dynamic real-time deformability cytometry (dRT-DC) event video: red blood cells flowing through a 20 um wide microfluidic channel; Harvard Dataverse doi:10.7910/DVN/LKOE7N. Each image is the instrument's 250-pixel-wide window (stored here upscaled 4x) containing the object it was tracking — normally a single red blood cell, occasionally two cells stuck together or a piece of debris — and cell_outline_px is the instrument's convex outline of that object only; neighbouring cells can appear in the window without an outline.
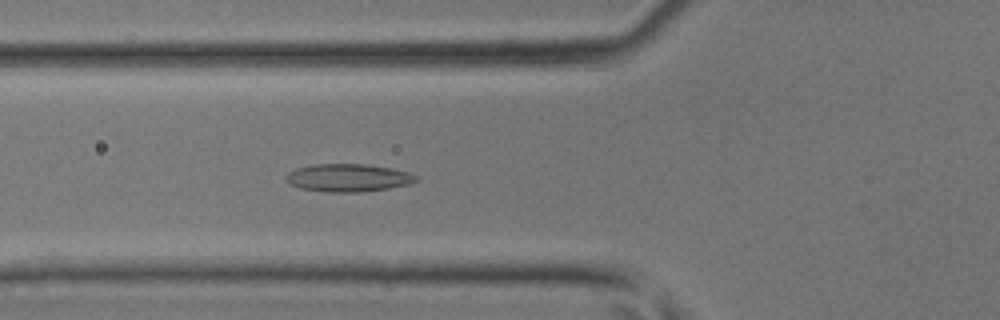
{"species": "common noctule bat (a hibernating species)", "species_latin": "Nyctalus noctula", "temperature_condition": "room temperature", "stored_images_in_passage": 48, "segment_of_instrument_passage": [1, 2], "camera_frame_rate_fps": 3000, "um_per_image_px": 0.085, "animal": {"sex": "male", "body_mass_g": 17.9, "forearm_length_mm": 54.2}, "frame": {"image": 1, "passage_image": 18, "time_ms": 5.667, "image_size_px": [1000, 320], "cell_outline_px": [[416, 180], [408, 184], [388, 188], [360, 192], [328, 192], [300, 188], [292, 184], [284, 176], [288, 172], [296, 168], [312, 164], [368, 164], [392, 168], [408, 172], [416, 176]], "centroid_in_image_um": [29.57, 15.1], "position_along_channel_um": 96.2, "area_um2": 20.92}}
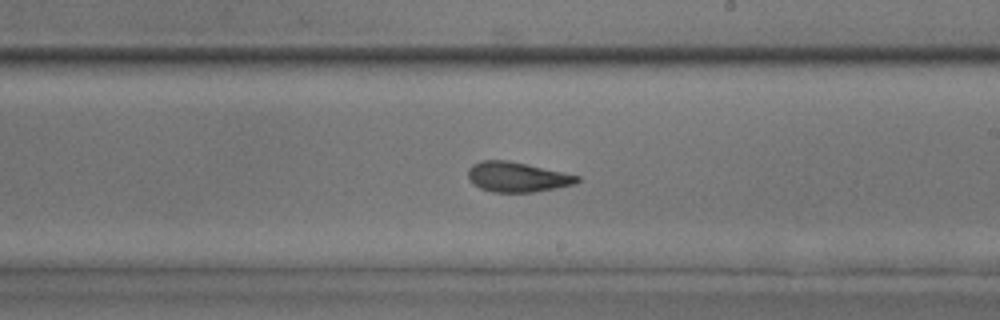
{"frame": {"image": 2, "passage_image": 28, "time_ms": 9.0, "image_size_px": [1000, 320], "cell_outline_px": [[580, 180], [576, 184], [556, 188], [532, 192], [492, 192], [480, 188], [472, 184], [468, 176], [468, 168], [472, 164], [480, 160], [508, 160], [528, 164], [580, 176]], "centroid_in_image_um": [43.94, 15.04], "position_along_channel_um": 245.1, "area_um2": 19.19}}
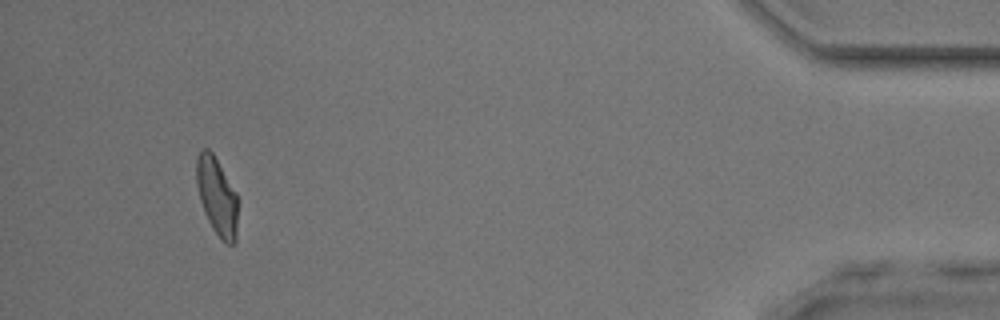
{"frame": {"image": 3, "passage_image": 44, "time_ms": 14.333, "image_size_px": [1000, 320], "cell_outline_px": [[236, 240], [232, 244], [228, 244], [220, 240], [212, 228], [204, 212], [200, 200], [196, 184], [196, 160], [200, 152], [204, 148], [208, 148], [212, 152], [236, 192]], "centroid_in_image_um": [18.41, 16.69], "position_along_channel_um": 416.8, "area_um2": 18.5}}